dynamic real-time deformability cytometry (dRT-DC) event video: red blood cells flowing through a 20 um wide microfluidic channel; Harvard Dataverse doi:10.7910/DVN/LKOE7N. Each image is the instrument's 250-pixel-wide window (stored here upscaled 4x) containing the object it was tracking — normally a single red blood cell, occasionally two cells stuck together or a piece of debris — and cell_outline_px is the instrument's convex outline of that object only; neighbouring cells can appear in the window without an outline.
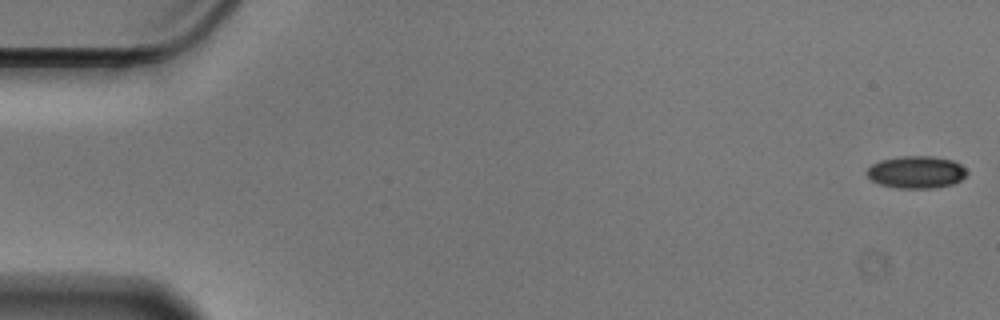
{"species": "Egyptian fruit bat (a non-hibernating species)", "species_latin": "Rousettus aegyptiacus", "temperature_condition": "cold", "stored_images_in_passage": 57, "camera_frame_rate_fps": 3000, "um_per_image_px": 0.085, "animal": {"sex": "male"}, "frame": {"image": 1, "passage_image": 1, "time_ms": 0.0, "image_size_px": [1000, 320], "cell_outline_px": [[968, 172], [960, 180], [952, 184], [936, 188], [896, 188], [880, 184], [872, 180], [864, 172], [872, 164], [880, 160], [900, 156], [932, 156], [952, 160], [960, 164]], "centroid_in_image_um": [77.86, 14.63], "position_along_channel_um": 7.1, "area_um2": 18.84}}
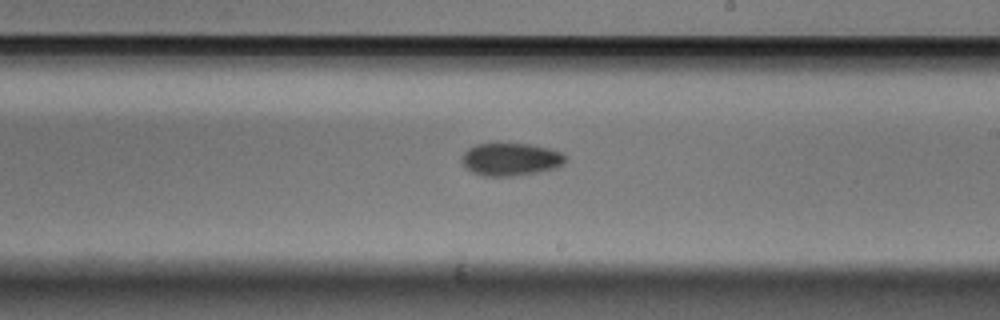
{"frame": {"image": 2, "passage_image": 33, "time_ms": 10.667, "image_size_px": [1000, 320], "cell_outline_px": [[564, 164], [556, 168], [536, 172], [512, 176], [484, 176], [472, 172], [460, 160], [460, 156], [468, 148], [476, 144], [496, 140], [532, 144], [548, 148], [560, 152], [564, 156]], "centroid_in_image_um": [43.35, 13.48], "position_along_channel_um": 245.7, "area_um2": 20.4}}
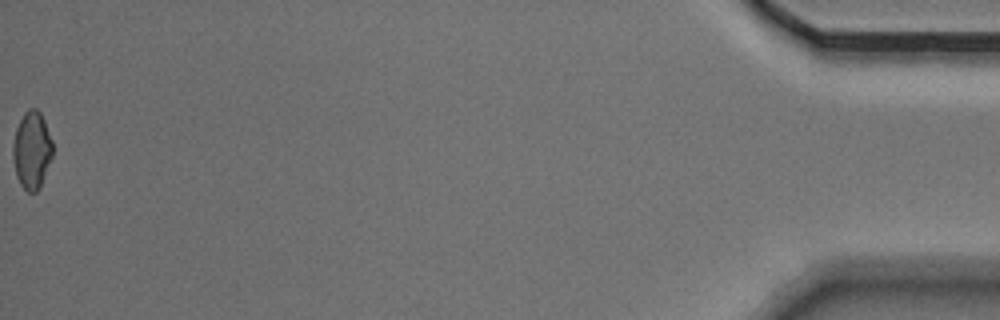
{"frame": {"image": 3, "passage_image": 57, "time_ms": 18.667, "image_size_px": [1000, 320], "cell_outline_px": [[52, 156], [40, 184], [36, 192], [28, 192], [20, 184], [16, 176], [12, 156], [12, 144], [16, 128], [24, 112], [28, 108], [36, 108], [40, 112], [44, 120], [52, 140]], "centroid_in_image_um": [2.68, 12.73], "position_along_channel_um": 432.5, "area_um2": 17.8}, "authors_computed_cell_mechanics": {"area_um2": 19.4786, "velocity_mm_per_s": 3.5588, "shape_relaxation_time_tau1_ms": 4.4631, "shape_relaxation_time_tau2_ms": null, "deformation_change_tau1": 0.0786, "deformation_change_tau2": null}}